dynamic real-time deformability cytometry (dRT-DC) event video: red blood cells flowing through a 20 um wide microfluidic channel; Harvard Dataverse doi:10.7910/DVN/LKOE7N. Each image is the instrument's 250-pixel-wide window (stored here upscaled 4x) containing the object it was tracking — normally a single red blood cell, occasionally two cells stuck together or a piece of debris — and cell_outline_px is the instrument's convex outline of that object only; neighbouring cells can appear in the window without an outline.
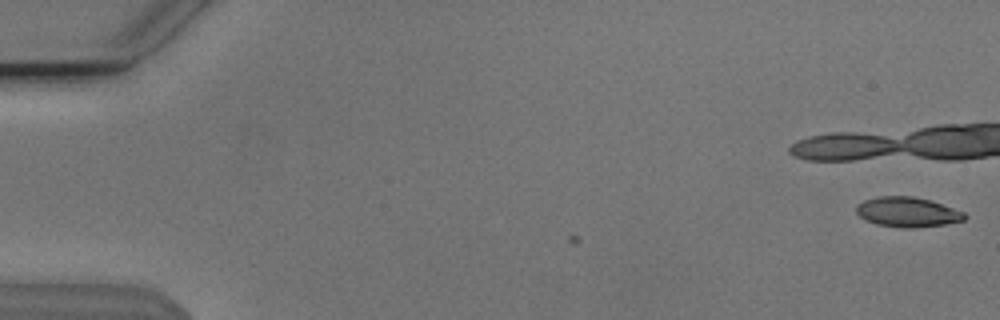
{"species": "Egyptian fruit bat (a non-hibernating species)", "species_latin": "Rousettus aegyptiacus", "temperature_condition": "cold", "stored_images_in_passage": 3, "camera_frame_rate_fps": 3000, "um_per_image_px": 0.085, "animal": {"sex": "male"}, "frame": {"image": 1, "passage_image": 3, "time_ms": 0.667, "image_size_px": [1000, 320], "cell_outline_px": [[968, 216], [964, 220], [944, 224], [916, 228], [900, 228], [876, 224], [864, 220], [856, 212], [856, 204], [864, 200], [880, 196], [912, 196], [928, 200], [964, 212]], "centroid_in_image_um": [77.09, 18.03], "position_along_channel_um": 7.9, "area_um2": 18.84}}